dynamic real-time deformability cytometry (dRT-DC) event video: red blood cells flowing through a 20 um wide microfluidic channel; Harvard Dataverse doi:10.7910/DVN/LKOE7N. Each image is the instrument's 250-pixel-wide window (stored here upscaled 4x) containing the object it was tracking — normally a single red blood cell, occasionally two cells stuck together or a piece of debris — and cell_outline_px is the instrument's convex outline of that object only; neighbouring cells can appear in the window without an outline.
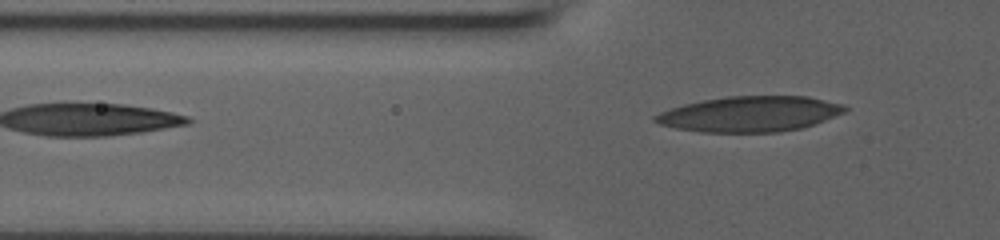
{"species": "human", "species_latin": "Homo sapiens", "temperature_condition": "room temperature", "stored_images_in_passage": 9, "camera_frame_rate_fps": 3000, "um_per_image_px": 0.085, "donor": {"sex": "male"}, "frame": {"image": 1, "passage_image": 9, "time_ms": 2.667, "image_size_px": [1000, 240], "cell_outline_px": [[848, 108], [844, 112], [824, 120], [800, 128], [780, 132], [700, 132], [676, 128], [660, 124], [652, 120], [652, 116], [660, 112], [684, 104], [704, 100], [728, 96], [808, 96], [844, 104]], "centroid_in_image_um": [63.73, 9.68], "position_along_channel_um": 62.1, "area_um2": 39.07}}